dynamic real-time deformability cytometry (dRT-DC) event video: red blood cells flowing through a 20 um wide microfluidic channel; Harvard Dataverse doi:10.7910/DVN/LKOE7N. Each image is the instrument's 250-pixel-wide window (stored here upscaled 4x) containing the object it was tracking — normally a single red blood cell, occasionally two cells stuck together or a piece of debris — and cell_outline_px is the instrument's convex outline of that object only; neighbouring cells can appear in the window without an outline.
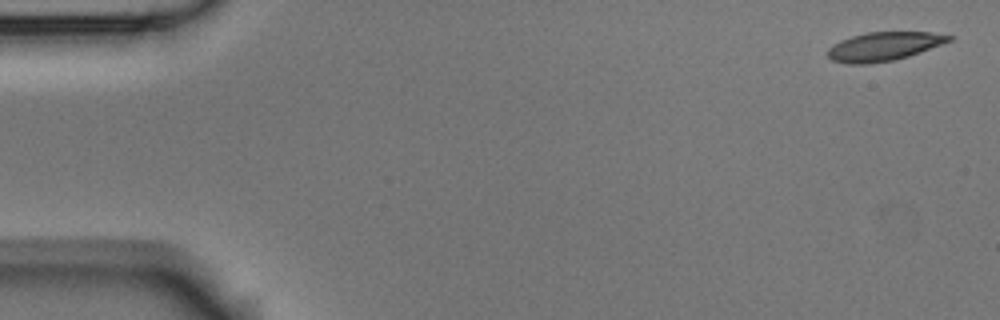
{"species": "Egyptian fruit bat (a non-hibernating species)", "species_latin": "Rousettus aegyptiacus", "temperature_condition": "room temperature", "stored_images_in_passage": 5, "camera_frame_rate_fps": 3000, "um_per_image_px": 0.085, "animal": {"sex": "male"}, "frame": {"image": 1, "passage_image": 1, "time_ms": 0.0, "image_size_px": [1000, 320], "cell_outline_px": [[956, 36], [952, 40], [920, 52], [908, 56], [892, 60], [868, 64], [848, 64], [832, 60], [828, 56], [828, 48], [840, 40], [852, 36], [868, 32], [932, 32]], "centroid_in_image_um": [75.14, 3.94], "position_along_channel_um": 9.9, "area_um2": 20.23}}
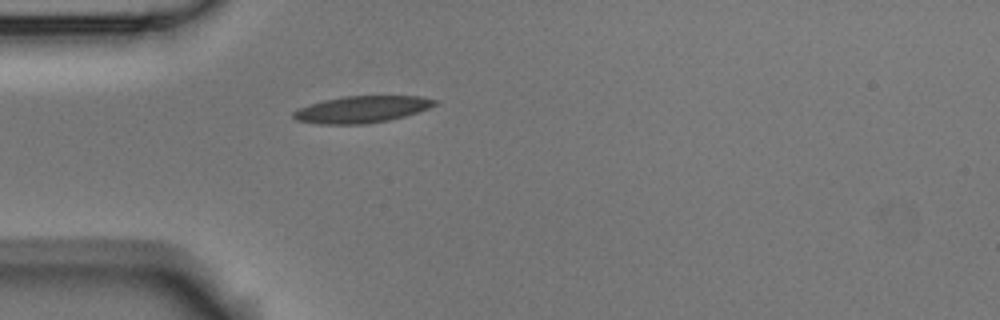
{"frame": {"image": 2, "passage_image": 5, "time_ms": 4.667, "image_size_px": [1000, 320], "cell_outline_px": [[440, 100], [436, 104], [428, 108], [404, 116], [388, 120], [364, 124], [320, 124], [296, 120], [292, 116], [292, 112], [300, 108], [324, 100], [344, 96], [420, 96]], "centroid_in_image_um": [30.77, 9.29], "position_along_channel_um": 54.2, "area_um2": 21.85}}